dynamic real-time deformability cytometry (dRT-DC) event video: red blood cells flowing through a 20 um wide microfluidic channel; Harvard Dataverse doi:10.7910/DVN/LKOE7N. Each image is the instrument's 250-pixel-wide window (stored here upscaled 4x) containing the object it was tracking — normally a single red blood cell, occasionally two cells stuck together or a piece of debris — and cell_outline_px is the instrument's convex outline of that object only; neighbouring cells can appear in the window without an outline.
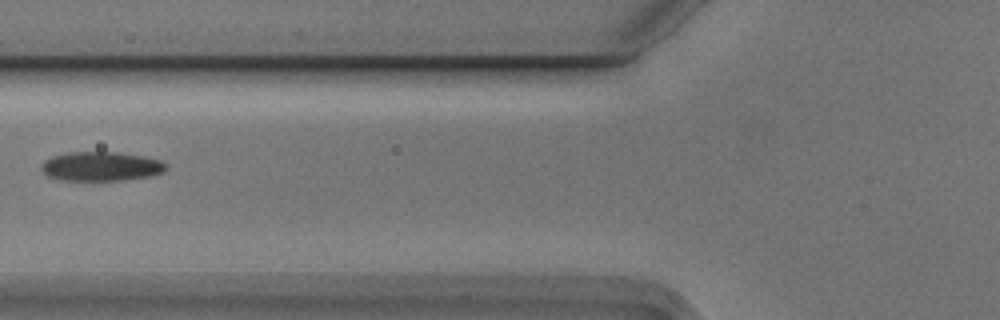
{"species": "Egyptian fruit bat (a non-hibernating species)", "species_latin": "Rousettus aegyptiacus", "temperature_condition": "cold", "stored_images_in_passage": 7, "camera_frame_rate_fps": 3000, "um_per_image_px": 0.085, "animal": {"sex": "male"}, "frame": {"image": 1, "passage_image": 7, "time_ms": 2.0, "image_size_px": [1000, 320], "cell_outline_px": [[164, 168], [160, 172], [152, 176], [120, 180], [64, 180], [48, 176], [40, 168], [44, 160], [52, 156], [68, 152], [116, 152], [144, 156], [160, 160], [164, 164]], "centroid_in_image_um": [8.54, 14.13], "position_along_channel_um": 117.3, "area_um2": 20.98}}